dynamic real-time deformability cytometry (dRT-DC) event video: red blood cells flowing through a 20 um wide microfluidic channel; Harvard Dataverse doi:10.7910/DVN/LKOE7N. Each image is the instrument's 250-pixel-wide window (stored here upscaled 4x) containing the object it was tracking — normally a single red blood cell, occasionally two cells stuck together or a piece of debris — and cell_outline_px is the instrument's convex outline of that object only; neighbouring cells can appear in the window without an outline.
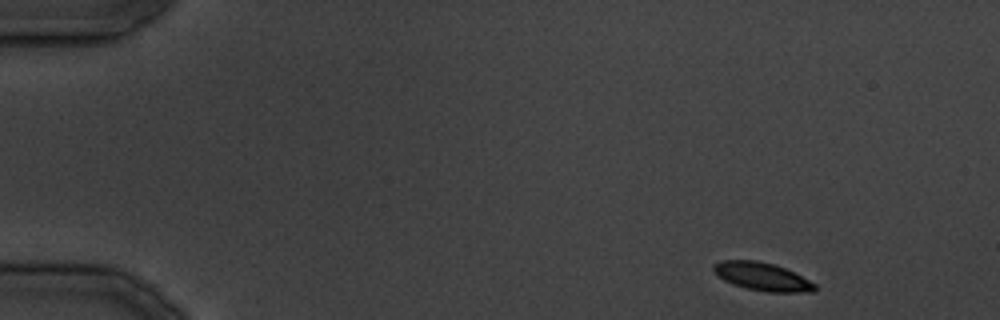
{"species": "common noctule bat (a hibernating species)", "species_latin": "Nyctalus noctula", "temperature_condition": "cold", "stored_images_in_passage": 15, "camera_frame_rate_fps": 3000, "um_per_image_px": 0.085, "animal": {"sex": "male", "body_mass_g": 19.5, "forearm_length_mm": 54.6}, "frame": {"image": 1, "passage_image": 1, "time_ms": 0.0, "image_size_px": [1000, 320], "cell_outline_px": [[816, 288], [812, 292], [768, 292], [748, 288], [732, 284], [724, 280], [712, 268], [712, 264], [720, 260], [756, 260], [772, 264], [784, 268], [816, 284]], "centroid_in_image_um": [64.76, 23.5], "position_along_channel_um": 20.2, "area_um2": 16.3}}
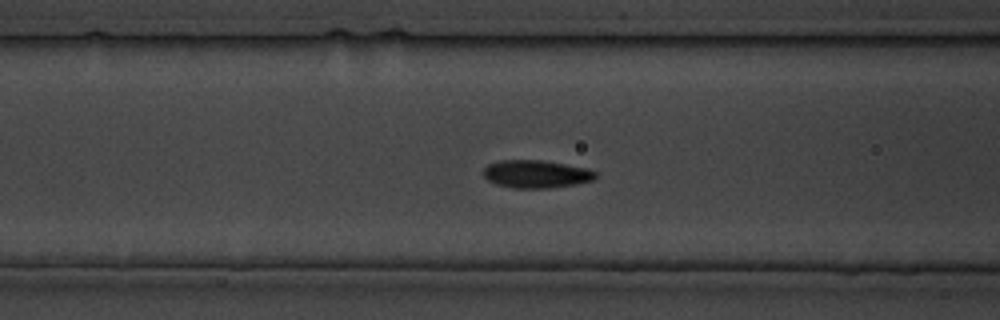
{"frame": {"image": 2, "passage_image": 12, "time_ms": 13.333, "image_size_px": [1000, 320], "cell_outline_px": [[596, 176], [592, 180], [576, 184], [548, 188], [512, 188], [496, 184], [488, 180], [484, 176], [484, 168], [488, 164], [500, 160], [540, 160], [588, 168], [596, 172]], "centroid_in_image_um": [45.56, 14.79], "position_along_channel_um": 121.0, "area_um2": 18.09}}
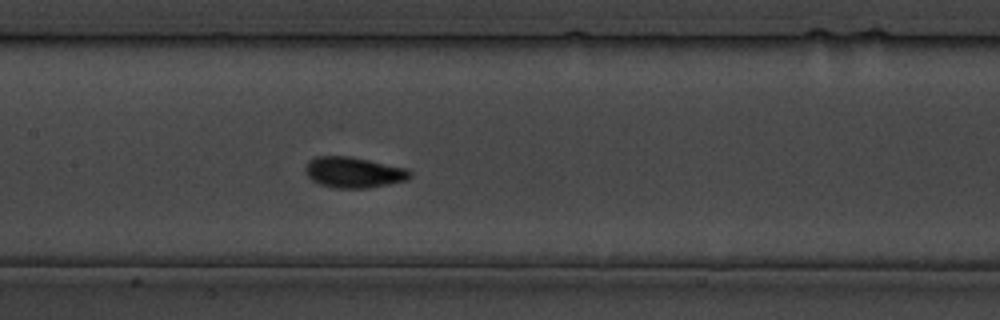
{"frame": {"image": 3, "passage_image": 15, "time_ms": 17.0, "image_size_px": [1000, 320], "cell_outline_px": [[412, 176], [408, 180], [368, 188], [336, 188], [320, 184], [312, 180], [304, 172], [304, 168], [308, 160], [316, 156], [348, 156], [408, 168], [412, 172]], "centroid_in_image_um": [30.06, 14.65], "position_along_channel_um": 177.3, "area_um2": 18.9}}